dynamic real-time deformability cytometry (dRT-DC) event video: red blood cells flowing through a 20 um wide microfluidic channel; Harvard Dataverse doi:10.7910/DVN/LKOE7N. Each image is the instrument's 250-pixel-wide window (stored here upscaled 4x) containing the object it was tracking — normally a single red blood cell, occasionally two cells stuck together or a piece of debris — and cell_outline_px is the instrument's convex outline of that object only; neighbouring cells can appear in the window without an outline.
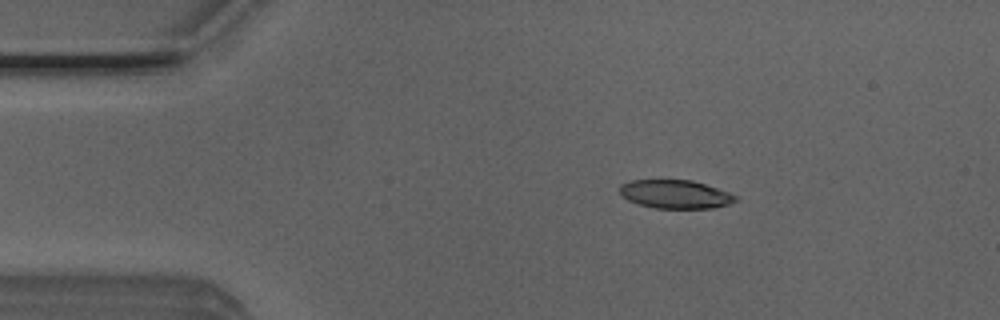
{"species": "Egyptian fruit bat (a non-hibernating species)", "species_latin": "Rousettus aegyptiacus", "temperature_condition": "room temperature", "stored_images_in_passage": 4, "camera_frame_rate_fps": 3000, "um_per_image_px": 0.085, "animal": {"sex": "male"}, "frame": {"image": 1, "passage_image": 2, "time_ms": 0.333, "image_size_px": [1000, 320], "cell_outline_px": [[736, 200], [728, 204], [712, 208], [656, 208], [640, 204], [628, 200], [620, 196], [620, 184], [632, 180], [692, 180], [728, 192], [736, 196]], "centroid_in_image_um": [57.36, 16.5], "position_along_channel_um": 27.6, "area_um2": 19.02}}